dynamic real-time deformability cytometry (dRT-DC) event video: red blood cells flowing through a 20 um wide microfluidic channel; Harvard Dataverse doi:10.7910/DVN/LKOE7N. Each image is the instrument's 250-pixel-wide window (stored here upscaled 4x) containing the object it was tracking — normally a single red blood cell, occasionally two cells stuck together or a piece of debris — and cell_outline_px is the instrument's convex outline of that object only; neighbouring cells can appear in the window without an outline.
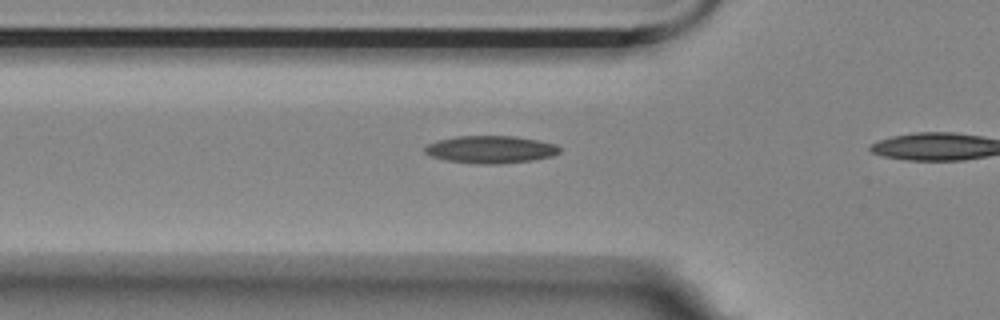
{"species": "Egyptian fruit bat (a non-hibernating species)", "species_latin": "Rousettus aegyptiacus", "temperature_condition": "room temperature", "stored_images_in_passage": 14, "camera_frame_rate_fps": 3000, "um_per_image_px": 0.085, "animal": {"sex": "female"}, "frame": {"image": 1, "passage_image": 12, "time_ms": 3.667, "image_size_px": [1000, 320], "cell_outline_px": [[560, 152], [552, 156], [532, 160], [500, 164], [480, 164], [448, 160], [432, 156], [424, 152], [424, 148], [428, 144], [436, 140], [456, 136], [516, 136], [556, 144], [560, 148]], "centroid_in_image_um": [41.7, 12.7], "position_along_channel_um": 84.1, "area_um2": 21.5}}